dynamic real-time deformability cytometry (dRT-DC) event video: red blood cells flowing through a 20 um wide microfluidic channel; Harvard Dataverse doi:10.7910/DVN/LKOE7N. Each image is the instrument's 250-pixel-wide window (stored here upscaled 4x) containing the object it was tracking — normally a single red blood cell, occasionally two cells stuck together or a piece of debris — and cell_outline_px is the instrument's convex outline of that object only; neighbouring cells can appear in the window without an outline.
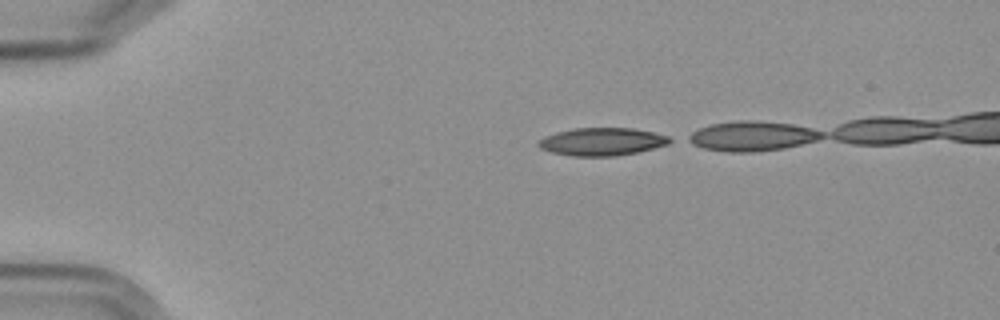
{"species": "Egyptian fruit bat (a non-hibernating species)", "species_latin": "Rousettus aegyptiacus", "temperature_condition": "cold", "stored_images_in_passage": 5, "camera_frame_rate_fps": 3000, "um_per_image_px": 0.085, "frame": {"image": 1, "passage_image": 1, "time_ms": 0.0, "image_size_px": [1000, 320], "cell_outline_px": [[676, 140], [668, 144], [636, 152], [616, 156], [572, 156], [552, 152], [540, 148], [536, 144], [544, 136], [556, 132], [572, 128], [632, 128], [652, 132], [668, 136]], "centroid_in_image_um": [51.16, 12.04], "position_along_channel_um": 33.8, "area_um2": 21.27}}